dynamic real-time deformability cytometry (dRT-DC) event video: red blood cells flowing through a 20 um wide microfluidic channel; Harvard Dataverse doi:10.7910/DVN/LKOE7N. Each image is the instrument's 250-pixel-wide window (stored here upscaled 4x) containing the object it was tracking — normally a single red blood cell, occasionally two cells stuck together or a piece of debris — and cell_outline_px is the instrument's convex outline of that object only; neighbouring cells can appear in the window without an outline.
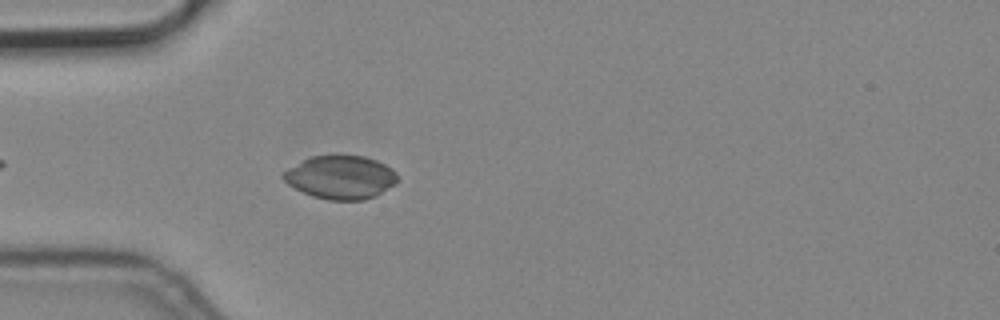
{"species": "common noctule bat (a hibernating species)", "species_latin": "Nyctalus noctula", "temperature_condition": "cold", "stored_images_in_passage": 4, "camera_frame_rate_fps": 3000, "um_per_image_px": 0.085, "animal": {"sex": "male", "body_mass_g": 19.2, "forearm_length_mm": 51.8}, "frame": {"image": 1, "passage_image": 4, "time_ms": 1.0, "image_size_px": [1000, 320], "cell_outline_px": [[396, 184], [376, 196], [364, 200], [328, 200], [312, 196], [288, 184], [280, 176], [288, 168], [312, 156], [364, 156], [376, 160], [392, 168], [396, 172]], "centroid_in_image_um": [28.97, 15.08], "position_along_channel_um": 56.0, "area_um2": 28.67}}